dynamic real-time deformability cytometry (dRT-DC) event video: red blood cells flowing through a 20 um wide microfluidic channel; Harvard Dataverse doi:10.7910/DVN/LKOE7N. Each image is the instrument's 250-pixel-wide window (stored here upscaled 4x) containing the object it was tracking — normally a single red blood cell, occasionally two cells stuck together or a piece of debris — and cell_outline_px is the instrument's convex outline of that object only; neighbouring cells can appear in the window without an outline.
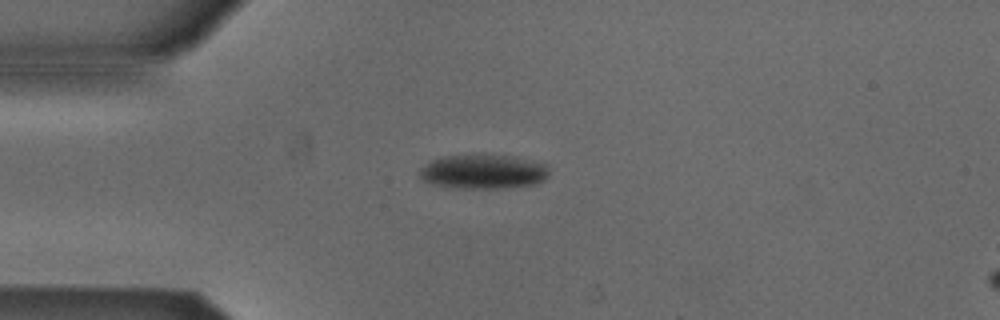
{"species": "Egyptian fruit bat (a non-hibernating species)", "species_latin": "Rousettus aegyptiacus", "temperature_condition": "cold", "stored_images_in_passage": 40, "camera_frame_rate_fps": 3000, "um_per_image_px": 0.085, "animal": {"sex": "male"}, "frame": {"image": 1, "passage_image": 1, "time_ms": 0.0, "image_size_px": [1000, 320], "cell_outline_px": [[548, 176], [544, 180], [536, 184], [504, 188], [456, 188], [436, 184], [424, 180], [420, 176], [420, 168], [432, 160], [444, 156], [476, 152], [484, 152], [512, 156], [548, 164]], "centroid_in_image_um": [41.11, 14.55], "position_along_channel_um": 43.9, "area_um2": 26.59}}
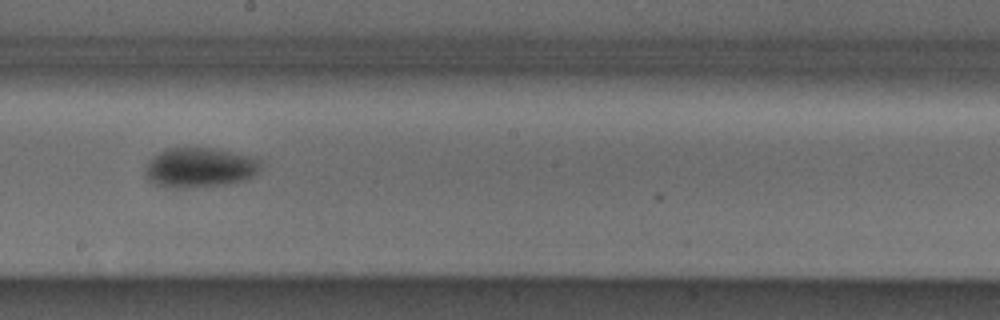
{"frame": {"image": 2, "passage_image": 17, "time_ms": 5.333, "image_size_px": [1000, 320], "cell_outline_px": [[260, 164], [256, 172], [248, 180], [228, 184], [184, 188], [164, 188], [152, 184], [144, 176], [144, 168], [148, 160], [152, 156], [168, 148], [212, 148], [248, 156], [260, 160]], "centroid_in_image_um": [16.88, 14.27], "position_along_channel_um": 231.3, "area_um2": 26.99}}
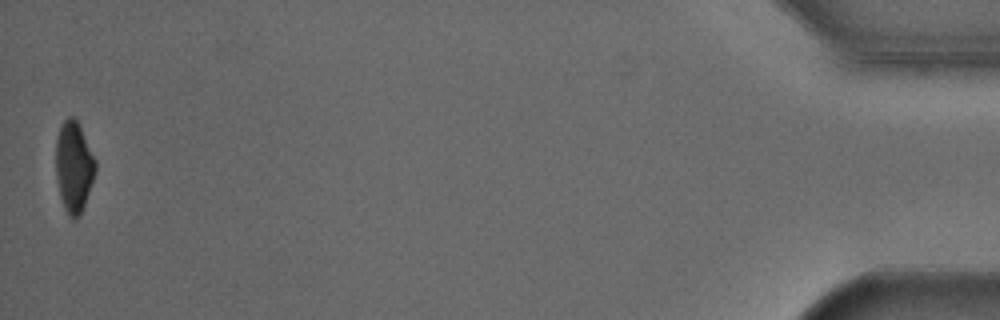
{"frame": {"image": 3, "passage_image": 40, "time_ms": 13.0, "image_size_px": [1000, 320], "cell_outline_px": [[96, 172], [80, 216], [72, 216], [64, 208], [60, 196], [56, 176], [56, 140], [60, 128], [64, 120], [68, 116], [72, 116], [76, 120], [96, 160]], "centroid_in_image_um": [6.28, 14.16], "position_along_channel_um": 428.9, "area_um2": 20.52}, "authors_computed_cell_mechanics": {"area_um2": 26.6458, "velocity_mm_per_s": 3.8722, "shape_relaxation_time_tau1_ms": 3.3144, "shape_relaxation_time_tau2_ms": null, "deformation_change_tau1": 0.1209, "deformation_change_tau2": null}}